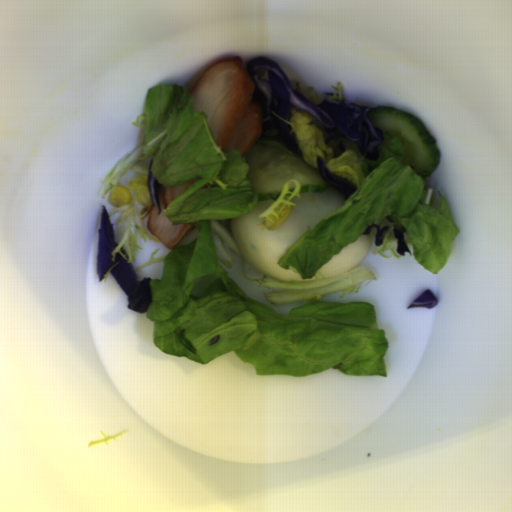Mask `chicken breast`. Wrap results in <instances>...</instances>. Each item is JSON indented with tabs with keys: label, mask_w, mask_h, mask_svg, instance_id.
<instances>
[{
	"label": "chicken breast",
	"mask_w": 512,
	"mask_h": 512,
	"mask_svg": "<svg viewBox=\"0 0 512 512\" xmlns=\"http://www.w3.org/2000/svg\"><path fill=\"white\" fill-rule=\"evenodd\" d=\"M199 176L179 184L164 186L159 183L158 200L160 206V214L157 212L151 201V210L148 215L147 229L158 239L164 247L174 249L179 243L195 229L194 223H177L173 224L165 215V208L181 195L189 187L201 180Z\"/></svg>",
	"instance_id": "2"
},
{
	"label": "chicken breast",
	"mask_w": 512,
	"mask_h": 512,
	"mask_svg": "<svg viewBox=\"0 0 512 512\" xmlns=\"http://www.w3.org/2000/svg\"><path fill=\"white\" fill-rule=\"evenodd\" d=\"M242 63L238 56L217 62L200 76L190 94L192 107L206 113L215 146L245 157L264 133L263 109L260 102L252 101L254 81Z\"/></svg>",
	"instance_id": "1"
}]
</instances>
